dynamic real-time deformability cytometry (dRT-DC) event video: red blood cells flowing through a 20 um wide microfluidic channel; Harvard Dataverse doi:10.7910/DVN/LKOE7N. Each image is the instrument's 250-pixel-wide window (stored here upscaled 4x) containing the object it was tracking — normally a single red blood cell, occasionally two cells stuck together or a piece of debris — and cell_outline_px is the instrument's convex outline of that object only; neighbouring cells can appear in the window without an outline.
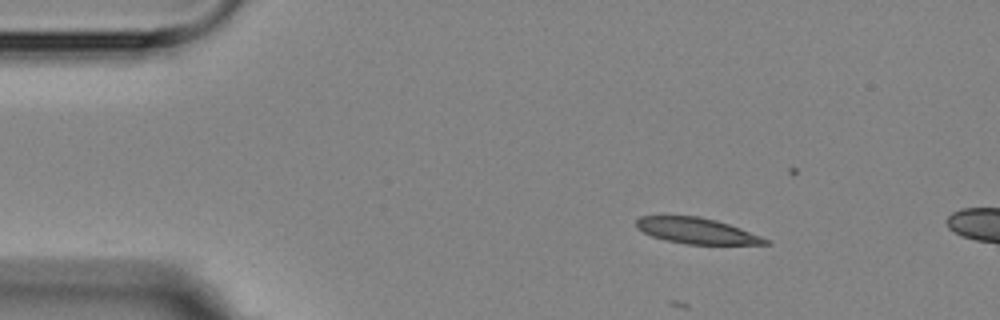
{"species": "Egyptian fruit bat (a non-hibernating species)", "species_latin": "Rousettus aegyptiacus", "temperature_condition": "room temperature", "stored_images_in_passage": 3, "camera_frame_rate_fps": 3000, "um_per_image_px": 0.085, "animal": {"sex": "female"}, "frame": {"image": 1, "passage_image": 1, "time_ms": 0.0, "image_size_px": [1000, 320], "cell_outline_px": [[772, 244], [688, 244], [668, 240], [652, 236], [636, 228], [636, 220], [640, 216], [700, 216], [716, 220], [740, 228], [760, 236], [768, 240]], "centroid_in_image_um": [59.2, 19.61], "position_along_channel_um": 25.8, "area_um2": 19.13}}